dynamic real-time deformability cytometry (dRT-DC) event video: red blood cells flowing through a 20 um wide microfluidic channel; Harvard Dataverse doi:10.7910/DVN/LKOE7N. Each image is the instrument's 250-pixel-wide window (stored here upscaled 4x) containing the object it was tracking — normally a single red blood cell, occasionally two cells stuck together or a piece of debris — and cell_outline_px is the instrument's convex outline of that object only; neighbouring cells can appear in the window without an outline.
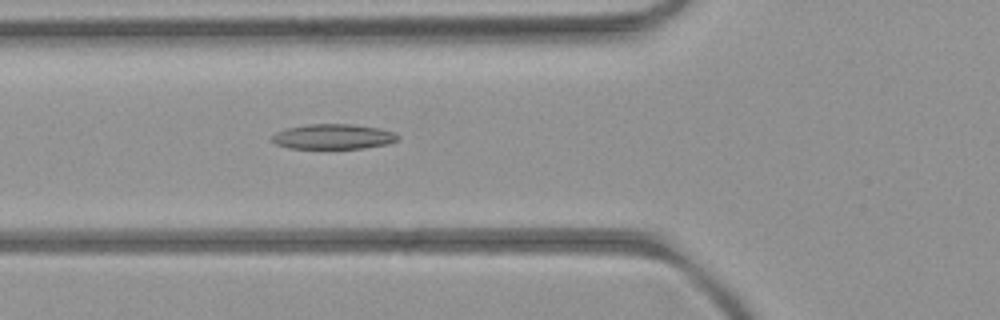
{"species": "common noctule bat (a hibernating species)", "species_latin": "Nyctalus noctula", "temperature_condition": "room temperature", "stored_images_in_passage": 5, "camera_frame_rate_fps": 3000, "um_per_image_px": 0.085, "animal": {"sex": "female", "body_mass_g": 21.9}, "frame": {"image": 1, "passage_image": 5, "time_ms": 5.333, "image_size_px": [1000, 320], "cell_outline_px": [[400, 140], [388, 144], [364, 148], [288, 148], [276, 144], [272, 140], [272, 136], [276, 132], [288, 128], [308, 124], [352, 124], [380, 128], [396, 132], [400, 136]], "centroid_in_image_um": [28.4, 11.61], "position_along_channel_um": 97.4, "area_um2": 18.5}}